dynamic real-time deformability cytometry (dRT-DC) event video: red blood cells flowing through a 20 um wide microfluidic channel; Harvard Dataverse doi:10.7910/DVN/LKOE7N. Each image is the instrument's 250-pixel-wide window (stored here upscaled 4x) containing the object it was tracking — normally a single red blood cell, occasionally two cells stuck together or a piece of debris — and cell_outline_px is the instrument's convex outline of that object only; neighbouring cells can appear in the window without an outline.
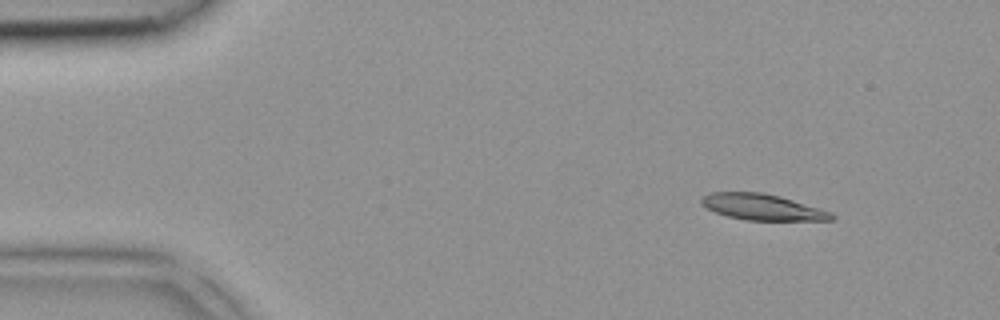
{"species": "common noctule bat (a hibernating species)", "species_latin": "Nyctalus noctula", "temperature_condition": "room temperature", "stored_images_in_passage": 3, "camera_frame_rate_fps": 3000, "um_per_image_px": 0.085, "animal": {"sex": "female", "body_mass_g": 18.4}, "frame": {"image": 1, "passage_image": 1, "time_ms": 0.0, "image_size_px": [1000, 320], "cell_outline_px": [[836, 216], [832, 220], [744, 220], [728, 216], [716, 212], [700, 204], [700, 200], [704, 196], [712, 192], [764, 192], [780, 196], [820, 208], [832, 212]], "centroid_in_image_um": [64.82, 17.6], "position_along_channel_um": 20.2, "area_um2": 19.71}}
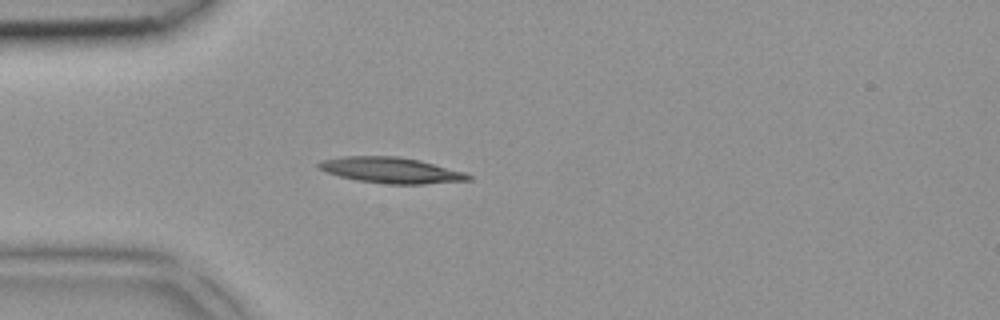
{"frame": {"image": 2, "passage_image": 3, "time_ms": 0.667, "image_size_px": [1000, 320], "cell_outline_px": [[472, 180], [424, 184], [388, 184], [360, 180], [340, 176], [328, 172], [320, 168], [316, 164], [320, 160], [340, 156], [396, 156], [420, 160], [464, 172], [472, 176]], "centroid_in_image_um": [33.25, 14.46], "position_along_channel_um": 51.7, "area_um2": 22.37}}